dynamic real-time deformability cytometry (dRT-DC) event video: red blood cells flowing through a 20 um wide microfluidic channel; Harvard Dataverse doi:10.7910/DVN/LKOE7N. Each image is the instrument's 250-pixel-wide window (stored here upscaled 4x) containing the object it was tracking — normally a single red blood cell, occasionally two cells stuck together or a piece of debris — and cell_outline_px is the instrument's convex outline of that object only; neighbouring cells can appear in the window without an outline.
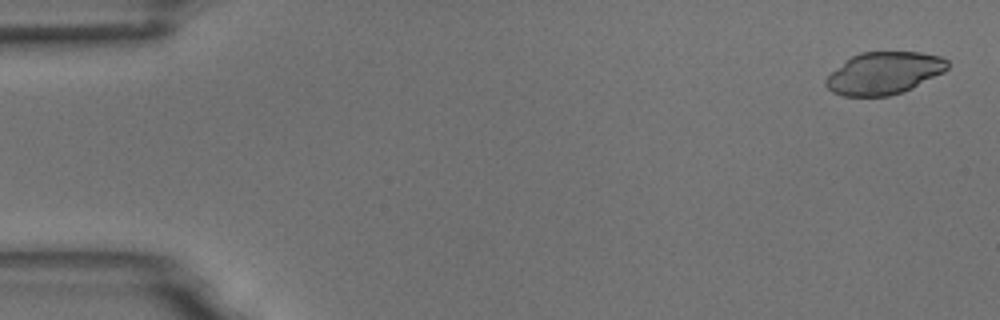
{"species": "common noctule bat (a hibernating species)", "species_latin": "Nyctalus noctula", "temperature_condition": "room temperature", "stored_images_in_passage": 5, "camera_frame_rate_fps": 3000, "um_per_image_px": 0.085, "animal": {"sex": "male", "body_mass_g": 18.8}, "frame": {"image": 1, "passage_image": 1, "time_ms": 0.0, "image_size_px": [1000, 320], "cell_outline_px": [[948, 68], [944, 72], [904, 92], [888, 96], [844, 96], [832, 92], [824, 84], [824, 80], [832, 72], [852, 56], [860, 52], [920, 52], [940, 56], [948, 60]], "centroid_in_image_um": [75.15, 6.22], "position_along_channel_um": 9.8, "area_um2": 29.88}}